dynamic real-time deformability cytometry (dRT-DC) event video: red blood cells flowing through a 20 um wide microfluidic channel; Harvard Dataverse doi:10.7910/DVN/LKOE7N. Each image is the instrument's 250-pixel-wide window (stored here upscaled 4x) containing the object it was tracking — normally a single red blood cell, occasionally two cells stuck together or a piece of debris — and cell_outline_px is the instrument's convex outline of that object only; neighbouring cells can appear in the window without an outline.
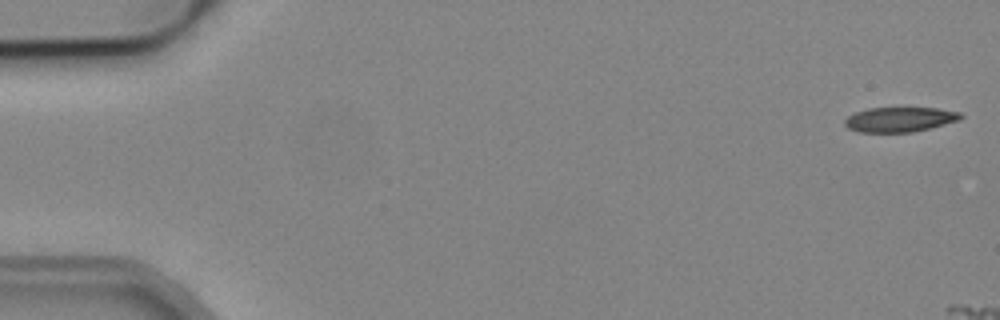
{"species": "common noctule bat (a hibernating species)", "species_latin": "Nyctalus noctula", "temperature_condition": "cold", "stored_images_in_passage": 2, "segment_of_instrument_passage": [2, 2], "camera_frame_rate_fps": 3000, "um_per_image_px": 0.085, "animal": {"sex": "male", "body_mass_g": 19.2, "forearm_length_mm": 51.8}, "frame": {"image": 1, "passage_image": 2, "time_ms": 2.0, "image_size_px": [1000, 320], "cell_outline_px": [[964, 116], [960, 120], [912, 132], [860, 132], [848, 128], [844, 124], [844, 120], [848, 116], [856, 112], [868, 108], [936, 108], [960, 112]], "centroid_in_image_um": [76.47, 10.15], "position_along_channel_um": 8.5, "area_um2": 16.65}}